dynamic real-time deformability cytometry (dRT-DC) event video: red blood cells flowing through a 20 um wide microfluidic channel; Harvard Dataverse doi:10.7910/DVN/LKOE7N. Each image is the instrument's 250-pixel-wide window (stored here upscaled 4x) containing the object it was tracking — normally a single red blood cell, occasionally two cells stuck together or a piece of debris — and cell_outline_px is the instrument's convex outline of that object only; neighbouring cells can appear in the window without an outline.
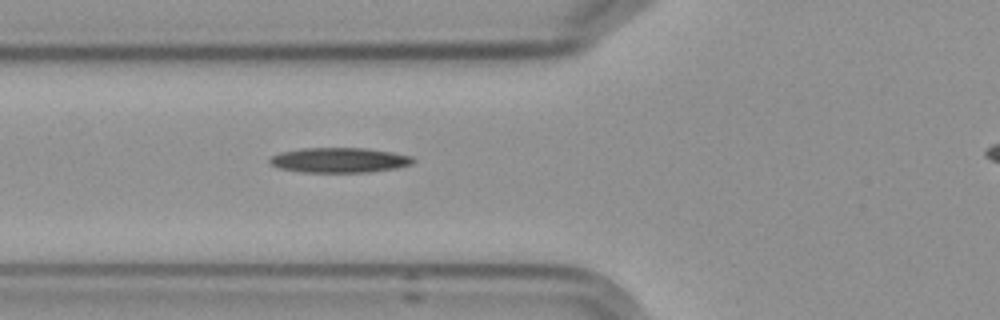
{"species": "Egyptian fruit bat (a non-hibernating species)", "species_latin": "Rousettus aegyptiacus", "temperature_condition": "cold", "stored_images_in_passage": 5, "segment_of_instrument_passage": [1, 2], "camera_frame_rate_fps": 3000, "um_per_image_px": 0.085, "frame": {"image": 1, "passage_image": 4, "time_ms": 3.333, "image_size_px": [1000, 320], "cell_outline_px": [[416, 160], [412, 164], [396, 168], [368, 172], [300, 172], [280, 168], [272, 164], [268, 160], [272, 156], [280, 152], [300, 148], [368, 148], [392, 152], [412, 156]], "centroid_in_image_um": [28.86, 13.6], "position_along_channel_um": 96.9, "area_um2": 20.92}}